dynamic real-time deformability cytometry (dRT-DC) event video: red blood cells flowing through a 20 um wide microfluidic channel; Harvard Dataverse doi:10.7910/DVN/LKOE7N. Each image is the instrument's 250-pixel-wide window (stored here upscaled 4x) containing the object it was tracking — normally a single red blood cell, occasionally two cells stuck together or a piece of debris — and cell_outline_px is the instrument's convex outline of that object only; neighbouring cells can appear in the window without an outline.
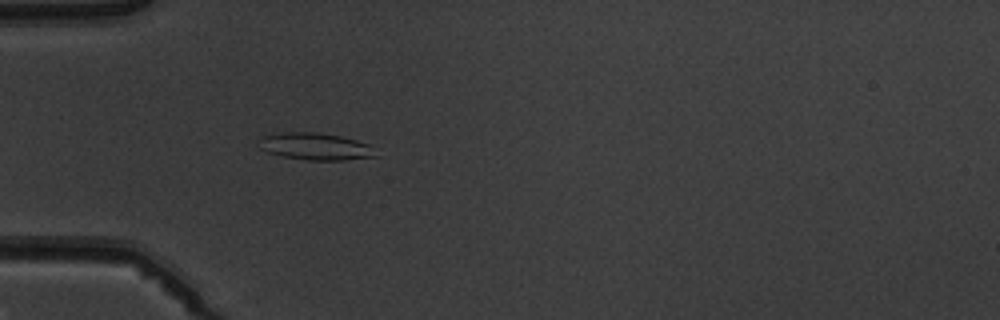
{"species": "common noctule bat (a hibernating species)", "species_latin": "Nyctalus noctula", "temperature_condition": "warm", "stored_images_in_passage": 3, "camera_frame_rate_fps": 3000, "um_per_image_px": 0.085, "animal": {"sex": "male", "body_mass_g": 19.5, "forearm_length_mm": 54.6}, "frame": {"image": 1, "passage_image": 3, "time_ms": 2.333, "image_size_px": [1000, 320], "cell_outline_px": [[380, 156], [344, 160], [308, 160], [284, 156], [268, 152], [260, 148], [260, 136], [284, 132], [316, 132], [340, 136], [356, 140], [368, 144]], "centroid_in_image_um": [26.83, 12.45], "position_along_channel_um": 58.2, "area_um2": 18.32}}